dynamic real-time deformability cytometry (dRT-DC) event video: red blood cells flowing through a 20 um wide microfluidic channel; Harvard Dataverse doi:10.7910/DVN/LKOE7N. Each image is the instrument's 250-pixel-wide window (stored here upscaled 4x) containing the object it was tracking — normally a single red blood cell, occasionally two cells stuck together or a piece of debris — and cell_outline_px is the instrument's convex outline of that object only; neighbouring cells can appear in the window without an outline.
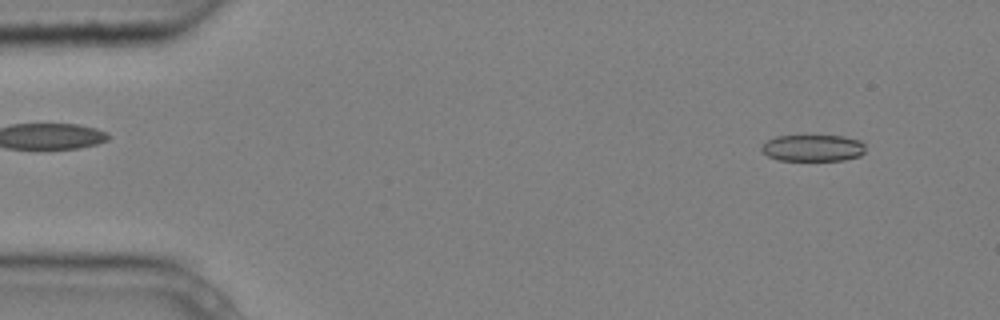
{"species": "common noctule bat (a hibernating species)", "species_latin": "Nyctalus noctula", "temperature_condition": "cold", "stored_images_in_passage": 4, "camera_frame_rate_fps": 3000, "um_per_image_px": 0.085, "animal": {"sex": "male", "body_mass_g": 20.4}, "frame": {"image": 1, "passage_image": 1, "time_ms": 0.0, "image_size_px": [1000, 320], "cell_outline_px": [[864, 152], [860, 156], [844, 160], [780, 160], [768, 156], [760, 148], [768, 140], [776, 136], [844, 136], [860, 140], [864, 144]], "centroid_in_image_um": [69.12, 12.58], "position_along_channel_um": 15.9, "area_um2": 16.01}}
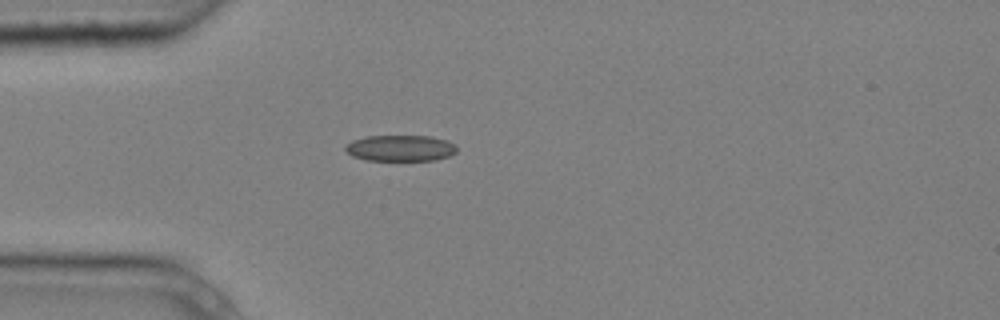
{"frame": {"image": 2, "passage_image": 4, "time_ms": 1.0, "image_size_px": [1000, 320], "cell_outline_px": [[456, 152], [448, 156], [436, 160], [364, 160], [352, 156], [344, 148], [352, 140], [364, 136], [432, 136], [448, 140], [456, 144]], "centroid_in_image_um": [34.05, 12.58], "position_along_channel_um": 50.9, "area_um2": 17.05}}